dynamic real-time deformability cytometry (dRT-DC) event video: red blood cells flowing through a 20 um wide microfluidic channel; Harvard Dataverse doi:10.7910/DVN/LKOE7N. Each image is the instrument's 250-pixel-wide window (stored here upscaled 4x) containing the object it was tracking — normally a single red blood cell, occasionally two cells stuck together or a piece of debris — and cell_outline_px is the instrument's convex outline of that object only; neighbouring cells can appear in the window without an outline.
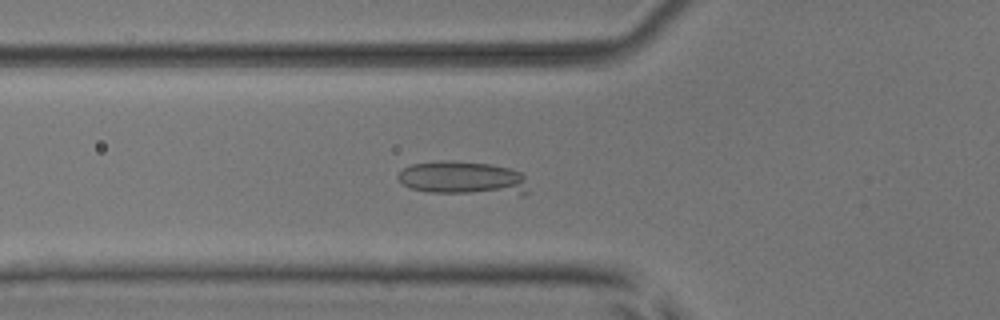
{"species": "common noctule bat (a hibernating species)", "species_latin": "Nyctalus noctula", "temperature_condition": "room temperature", "stored_images_in_passage": 28, "camera_frame_rate_fps": 3000, "um_per_image_px": 0.085, "animal": {"sex": "male", "body_mass_g": 17.9, "forearm_length_mm": 54.2}, "frame": {"image": 1, "passage_image": 20, "time_ms": 6.333, "image_size_px": [1000, 320], "cell_outline_px": [[528, 192], [524, 196], [428, 192], [412, 188], [404, 184], [396, 176], [404, 168], [412, 164], [440, 160], [452, 160], [492, 164], [508, 168], [520, 172], [524, 176]], "centroid_in_image_um": [39.42, 15.16], "position_along_channel_um": 86.4, "area_um2": 26.01}}
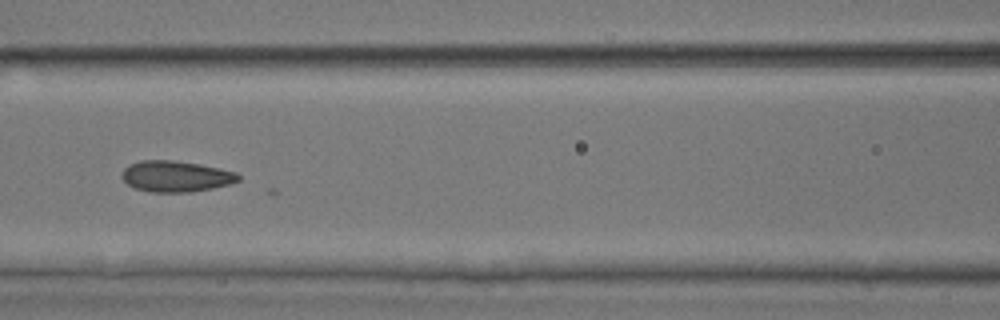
{"frame": {"image": 2, "passage_image": 25, "time_ms": 8.0, "image_size_px": [1000, 320], "cell_outline_px": [[240, 180], [232, 184], [192, 192], [148, 192], [136, 188], [128, 184], [124, 180], [124, 168], [128, 164], [140, 160], [172, 160], [200, 164], [220, 168], [236, 172], [240, 176]], "centroid_in_image_um": [14.99, 14.99], "position_along_channel_um": 151.6, "area_um2": 21.1}}